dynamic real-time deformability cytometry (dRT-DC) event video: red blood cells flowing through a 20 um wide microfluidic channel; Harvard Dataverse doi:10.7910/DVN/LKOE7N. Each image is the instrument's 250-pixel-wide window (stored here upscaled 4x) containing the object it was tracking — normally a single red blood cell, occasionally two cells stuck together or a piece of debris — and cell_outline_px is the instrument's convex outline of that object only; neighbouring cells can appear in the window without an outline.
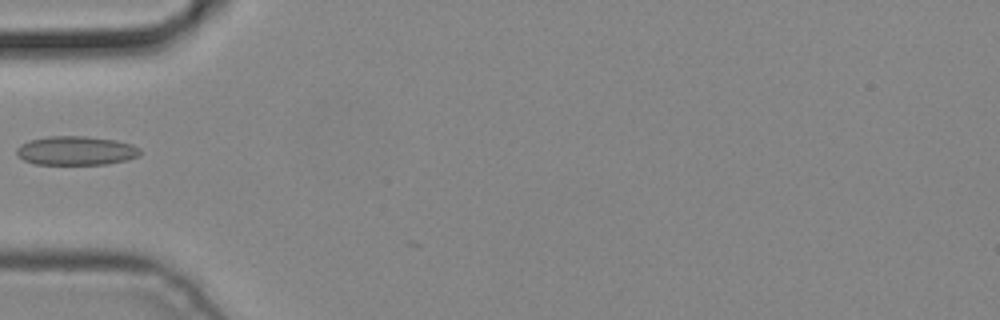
{"species": "common noctule bat (a hibernating species)", "species_latin": "Nyctalus noctula", "temperature_condition": "cold", "stored_images_in_passage": 4, "camera_frame_rate_fps": 3000, "um_per_image_px": 0.085, "animal": {"sex": "male", "body_mass_g": 19.2, "forearm_length_mm": 51.8}, "frame": {"image": 1, "passage_image": 4, "time_ms": 1.0, "image_size_px": [1000, 320], "cell_outline_px": [[140, 156], [128, 160], [104, 164], [36, 164], [24, 160], [16, 152], [16, 148], [20, 144], [32, 140], [48, 136], [84, 136], [116, 140], [132, 144], [140, 152]], "centroid_in_image_um": [6.47, 12.8], "position_along_channel_um": 78.5, "area_um2": 20.69}}